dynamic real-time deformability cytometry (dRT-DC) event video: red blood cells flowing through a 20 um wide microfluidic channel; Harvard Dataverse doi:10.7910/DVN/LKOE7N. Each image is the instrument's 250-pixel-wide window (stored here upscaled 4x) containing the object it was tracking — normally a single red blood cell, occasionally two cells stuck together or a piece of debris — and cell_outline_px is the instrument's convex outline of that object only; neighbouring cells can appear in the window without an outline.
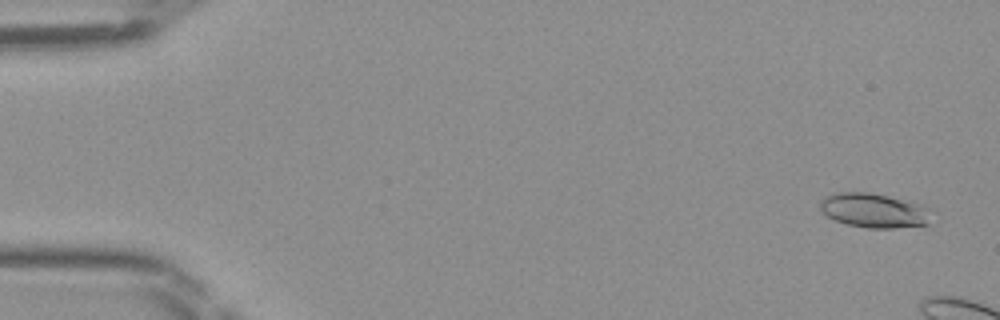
{"species": "Egyptian fruit bat (a non-hibernating species)", "species_latin": "Rousettus aegyptiacus", "temperature_condition": "room temperature", "stored_images_in_passage": 8, "camera_frame_rate_fps": 3000, "um_per_image_px": 0.085, "frame": {"image": 1, "passage_image": 2, "time_ms": 0.333, "image_size_px": [1000, 320], "cell_outline_px": [[928, 224], [892, 228], [868, 228], [848, 224], [836, 220], [828, 216], [820, 208], [820, 200], [824, 196], [832, 192], [868, 192], [888, 196], [924, 204], [928, 208]], "centroid_in_image_um": [74.25, 17.87], "position_along_channel_um": 10.7, "area_um2": 22.2}}